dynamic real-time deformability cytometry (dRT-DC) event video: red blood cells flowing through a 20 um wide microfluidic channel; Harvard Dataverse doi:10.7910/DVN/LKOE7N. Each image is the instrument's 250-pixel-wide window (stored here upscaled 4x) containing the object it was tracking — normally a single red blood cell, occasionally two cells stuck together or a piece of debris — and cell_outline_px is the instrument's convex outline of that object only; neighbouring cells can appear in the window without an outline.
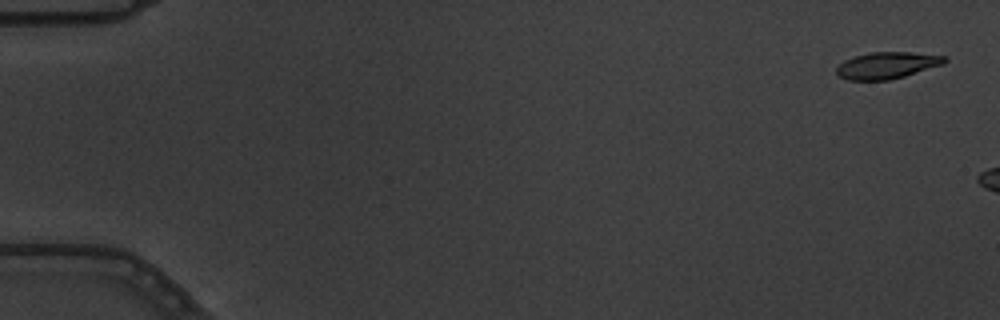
{"species": "common noctule bat (a hibernating species)", "species_latin": "Nyctalus noctula", "temperature_condition": "warm", "stored_images_in_passage": 3, "camera_frame_rate_fps": 3000, "um_per_image_px": 0.085, "animal": {"sex": "male", "body_mass_g": 19.5, "forearm_length_mm": 54.6}, "frame": {"image": 1, "passage_image": 1, "time_ms": 0.0, "image_size_px": [1000, 320], "cell_outline_px": [[948, 60], [944, 64], [904, 76], [888, 80], [848, 80], [836, 76], [836, 68], [844, 60], [868, 52], [908, 52], [948, 56]], "centroid_in_image_um": [75.39, 5.55], "position_along_channel_um": 9.6, "area_um2": 16.88}}